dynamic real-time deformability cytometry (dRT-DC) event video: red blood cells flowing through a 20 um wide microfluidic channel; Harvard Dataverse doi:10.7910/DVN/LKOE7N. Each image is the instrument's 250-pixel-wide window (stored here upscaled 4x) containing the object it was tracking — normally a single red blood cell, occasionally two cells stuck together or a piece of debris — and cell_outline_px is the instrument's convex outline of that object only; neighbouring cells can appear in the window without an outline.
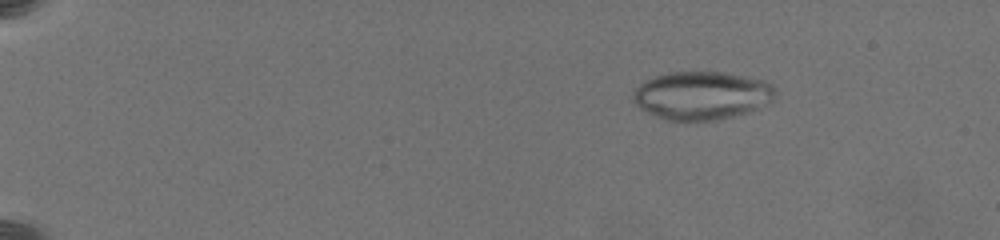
{"species": "common noctule bat (a hibernating species)", "species_latin": "Nyctalus noctula", "temperature_condition": "warm", "stored_images_in_passage": 40, "camera_frame_rate_fps": 3000, "um_per_image_px": 0.085, "animal": {"sex": "female", "body_mass_g": 19.5, "forearm_length_mm": 54.1}, "frame": {"image": 1, "passage_image": 22, "time_ms": 3.333, "image_size_px": [1000, 240], "cell_outline_px": [[776, 96], [768, 104], [732, 116], [716, 120], [684, 124], [664, 120], [640, 108], [632, 100], [632, 92], [644, 80], [668, 72], [724, 72], [764, 80], [772, 84], [776, 88]], "centroid_in_image_um": [59.62, 8.14], "position_along_channel_um": 25.4, "area_um2": 40.69}}